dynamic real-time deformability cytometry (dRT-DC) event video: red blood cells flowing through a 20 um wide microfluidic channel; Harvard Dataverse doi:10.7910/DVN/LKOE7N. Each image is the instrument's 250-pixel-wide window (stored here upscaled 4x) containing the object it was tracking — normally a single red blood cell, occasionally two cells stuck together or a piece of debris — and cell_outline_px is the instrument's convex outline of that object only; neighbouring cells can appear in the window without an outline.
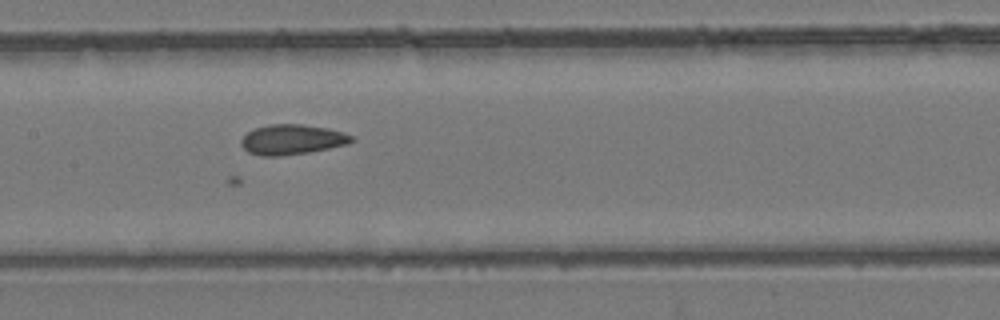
{"species": "common noctule bat (a hibernating species)", "species_latin": "Nyctalus noctula", "temperature_condition": "room temperature", "stored_images_in_passage": 37, "camera_frame_rate_fps": 3000, "um_per_image_px": 0.085, "animal": {"sex": "female", "body_mass_g": 24.6, "forearm_length_mm": 56.2}, "frame": {"image": 1, "passage_image": 19, "time_ms": 6.0, "image_size_px": [1000, 320], "cell_outline_px": [[356, 140], [348, 144], [308, 152], [280, 156], [260, 156], [248, 152], [240, 144], [240, 140], [248, 132], [256, 128], [268, 124], [300, 124], [328, 128], [344, 132], [352, 136]], "centroid_in_image_um": [24.83, 11.86], "position_along_channel_um": 182.6, "area_um2": 19.36}}
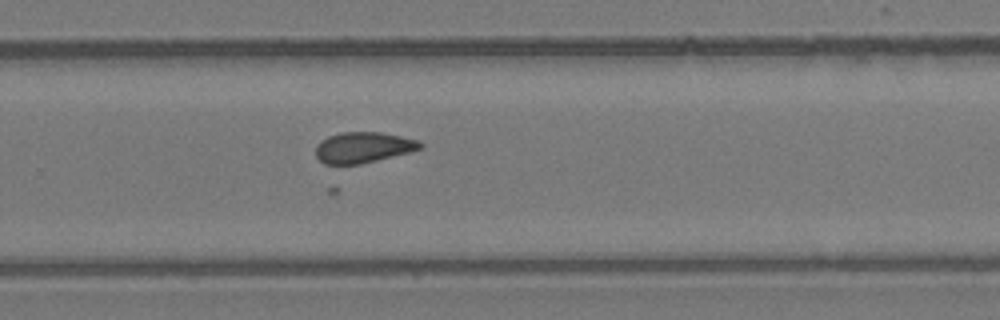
{"frame": {"image": 2, "passage_image": 27, "time_ms": 8.667, "image_size_px": [1000, 320], "cell_outline_px": [[424, 144], [420, 148], [408, 152], [360, 164], [324, 164], [316, 156], [316, 144], [320, 140], [328, 136], [340, 132], [380, 132], [420, 140]], "centroid_in_image_um": [30.84, 12.52], "position_along_channel_um": 299.0, "area_um2": 18.67}}